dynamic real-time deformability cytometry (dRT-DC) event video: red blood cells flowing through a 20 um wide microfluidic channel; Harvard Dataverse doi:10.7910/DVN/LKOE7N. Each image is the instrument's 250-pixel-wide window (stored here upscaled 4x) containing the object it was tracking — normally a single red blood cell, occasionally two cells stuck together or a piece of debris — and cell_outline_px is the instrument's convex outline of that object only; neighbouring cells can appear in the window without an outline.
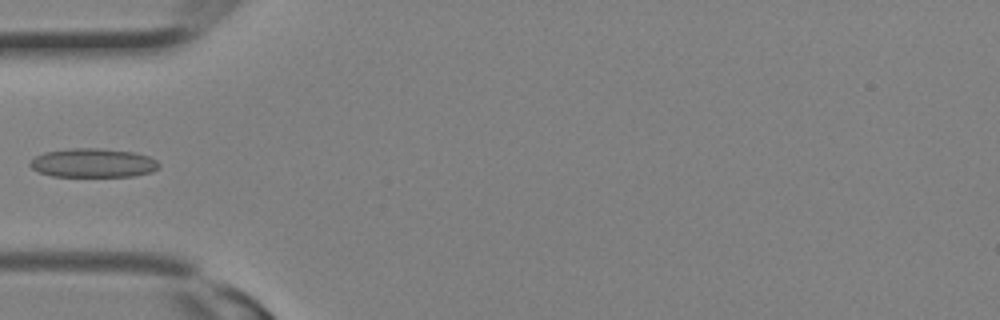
{"species": "Egyptian fruit bat (a non-hibernating species)", "species_latin": "Rousettus aegyptiacus", "temperature_condition": "room temperature", "stored_images_in_passage": 29, "camera_frame_rate_fps": 3000, "um_per_image_px": 0.085, "animal": {"sex": "female"}, "frame": {"image": 1, "passage_image": 10, "time_ms": 3.0, "image_size_px": [1000, 320], "cell_outline_px": [[160, 168], [152, 172], [132, 176], [52, 176], [40, 172], [32, 168], [28, 164], [36, 156], [44, 152], [68, 148], [104, 148], [136, 152], [148, 156], [156, 160], [160, 164]], "centroid_in_image_um": [7.94, 13.84], "position_along_channel_um": 77.1, "area_um2": 21.91}}
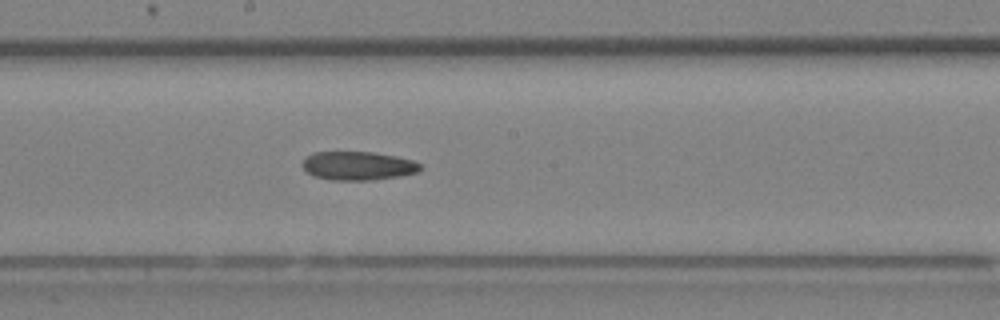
{"frame": {"image": 2, "passage_image": 16, "time_ms": 5.0, "image_size_px": [1000, 320], "cell_outline_px": [[424, 168], [420, 172], [400, 176], [372, 180], [332, 180], [312, 176], [300, 164], [304, 156], [312, 152], [372, 152], [396, 156], [412, 160], [420, 164]], "centroid_in_image_um": [30.41, 14.09], "position_along_channel_um": 217.8, "area_um2": 20.0}}
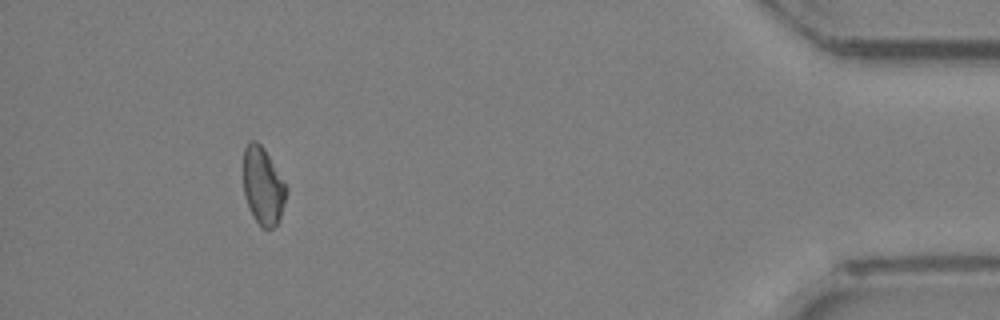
{"frame": {"image": 3, "passage_image": 27, "time_ms": 8.667, "image_size_px": [1000, 320], "cell_outline_px": [[288, 192], [280, 216], [276, 224], [272, 228], [260, 228], [244, 196], [244, 148], [252, 140], [256, 140], [264, 148], [284, 180], [288, 188]], "centroid_in_image_um": [22.37, 15.8], "position_along_channel_um": 412.8, "area_um2": 19.25}}